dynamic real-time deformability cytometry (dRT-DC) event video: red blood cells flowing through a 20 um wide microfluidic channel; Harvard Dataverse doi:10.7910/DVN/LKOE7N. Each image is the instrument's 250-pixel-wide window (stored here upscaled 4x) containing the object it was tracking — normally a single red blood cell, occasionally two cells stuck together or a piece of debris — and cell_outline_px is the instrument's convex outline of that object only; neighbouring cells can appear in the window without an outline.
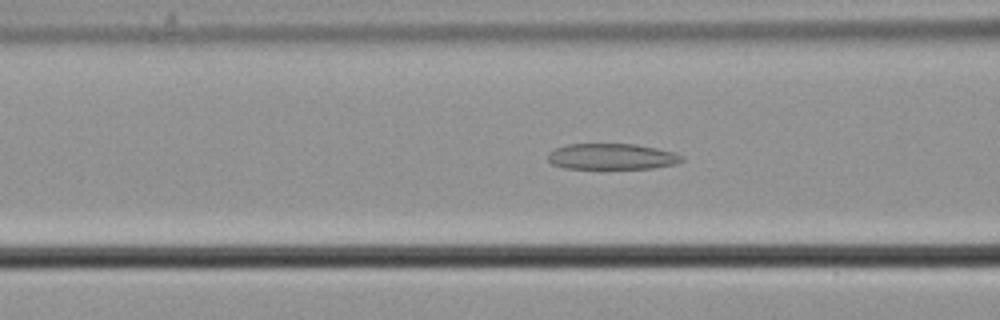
{"species": "common noctule bat (a hibernating species)", "species_latin": "Nyctalus noctula", "temperature_condition": "cold", "stored_images_in_passage": 47, "camera_frame_rate_fps": 3000, "um_per_image_px": 0.085, "animal": {"sex": "male", "body_mass_g": 21.5, "forearm_length_mm": 52.0}, "frame": {"image": 1, "passage_image": 23, "time_ms": 7.333, "image_size_px": [1000, 320], "cell_outline_px": [[684, 160], [676, 164], [652, 168], [564, 168], [552, 164], [548, 160], [548, 152], [556, 148], [568, 144], [636, 144], [656, 148], [672, 152], [684, 156]], "centroid_in_image_um": [52.01, 13.3], "position_along_channel_um": 114.6, "area_um2": 20.17}}
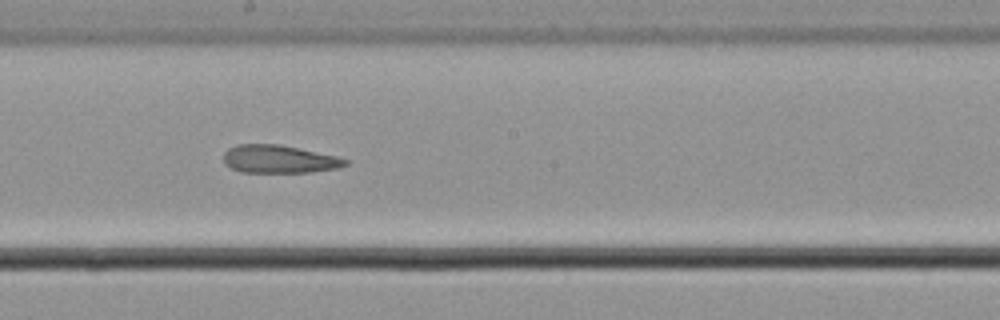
{"frame": {"image": 2, "passage_image": 32, "time_ms": 10.333, "image_size_px": [1000, 320], "cell_outline_px": [[348, 164], [336, 168], [308, 172], [240, 172], [224, 164], [224, 152], [228, 148], [236, 144], [280, 144], [336, 156], [348, 160]], "centroid_in_image_um": [23.68, 13.52], "position_along_channel_um": 224.5, "area_um2": 19.77}}
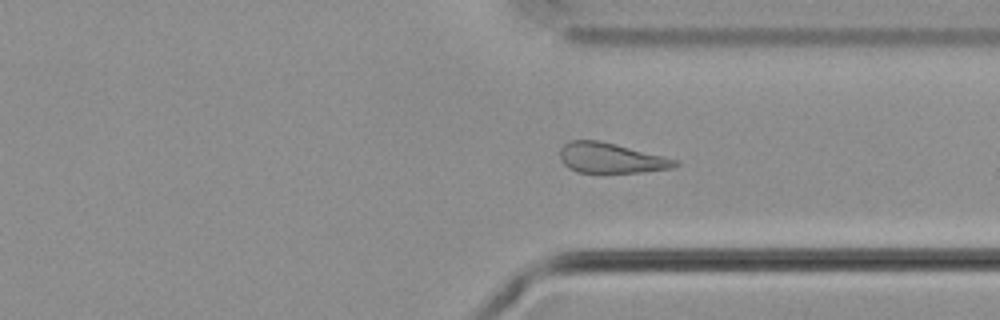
{"frame": {"image": 3, "passage_image": 43, "time_ms": 14.0, "image_size_px": [1000, 320], "cell_outline_px": [[680, 164], [672, 168], [640, 172], [576, 172], [568, 168], [560, 160], [560, 148], [564, 144], [572, 140], [600, 140], [680, 160]], "centroid_in_image_um": [51.93, 13.43], "position_along_channel_um": 359.5, "area_um2": 20.29}}